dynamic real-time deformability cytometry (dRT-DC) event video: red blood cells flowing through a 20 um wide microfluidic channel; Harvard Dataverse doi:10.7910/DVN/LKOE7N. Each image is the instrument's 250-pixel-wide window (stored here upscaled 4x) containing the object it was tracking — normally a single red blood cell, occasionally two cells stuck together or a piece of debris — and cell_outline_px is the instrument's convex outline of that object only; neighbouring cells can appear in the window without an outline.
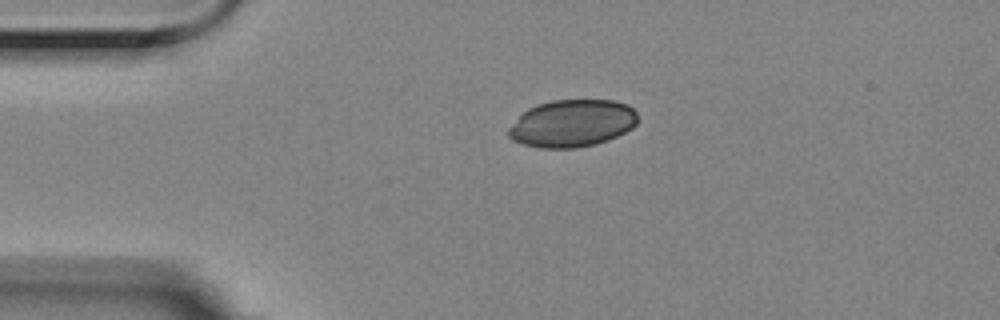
{"species": "Egyptian fruit bat (a non-hibernating species)", "species_latin": "Rousettus aegyptiacus", "temperature_condition": "room temperature", "stored_images_in_passage": 3, "camera_frame_rate_fps": 3000, "um_per_image_px": 0.085, "animal": {"sex": "female"}, "frame": {"image": 1, "passage_image": 1, "time_ms": 0.0, "image_size_px": [1000, 320], "cell_outline_px": [[636, 124], [632, 128], [608, 140], [596, 144], [576, 148], [540, 148], [524, 144], [512, 140], [508, 136], [508, 128], [528, 108], [536, 104], [552, 100], [616, 100], [628, 104], [636, 112]], "centroid_in_image_um": [48.63, 10.48], "position_along_channel_um": 36.4, "area_um2": 35.66}}
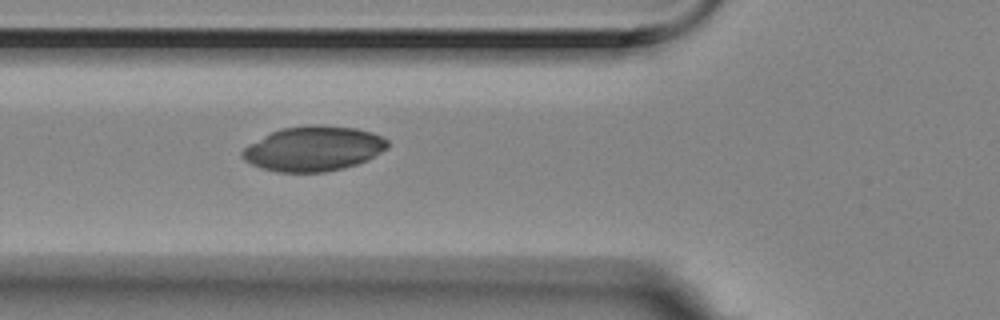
{"frame": {"image": 2, "passage_image": 3, "time_ms": 0.667, "image_size_px": [1000, 320], "cell_outline_px": [[388, 148], [368, 160], [356, 164], [324, 172], [276, 172], [252, 164], [244, 160], [240, 156], [240, 152], [244, 148], [264, 136], [280, 128], [312, 124], [356, 128], [372, 132], [388, 140]], "centroid_in_image_um": [26.65, 12.63], "position_along_channel_um": 99.1, "area_um2": 37.8}}